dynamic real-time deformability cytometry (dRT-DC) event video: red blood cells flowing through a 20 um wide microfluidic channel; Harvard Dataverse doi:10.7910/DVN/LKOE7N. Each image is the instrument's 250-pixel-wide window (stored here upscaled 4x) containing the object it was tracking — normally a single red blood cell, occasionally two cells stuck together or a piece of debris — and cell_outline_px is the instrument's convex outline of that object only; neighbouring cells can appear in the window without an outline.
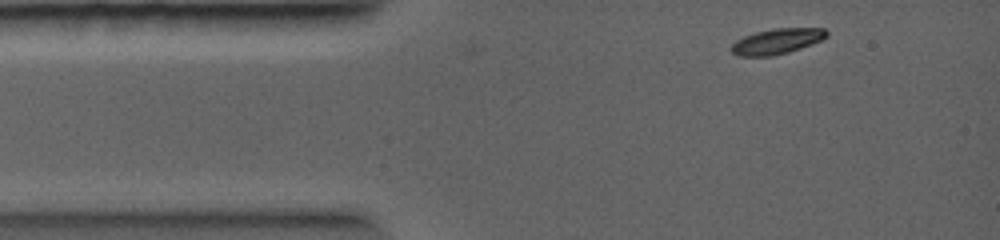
{"species": "common noctule bat (a hibernating species)", "species_latin": "Nyctalus noctula", "temperature_condition": "warm", "stored_images_in_passage": 9, "camera_frame_rate_fps": 5000, "um_per_image_px": 0.085, "animal": {"sex": "female", "body_mass_g": 19.0, "forearm_length_mm": 56.7}, "frame": {"image": 1, "passage_image": 1, "time_ms": 0.0, "image_size_px": [1000, 240], "cell_outline_px": [[828, 36], [812, 44], [788, 52], [772, 56], [736, 56], [732, 52], [732, 44], [736, 40], [744, 36], [756, 32], [772, 28], [824, 28], [828, 32]], "centroid_in_image_um": [66.03, 3.51], "position_along_channel_um": 19.0, "area_um2": 14.1}}
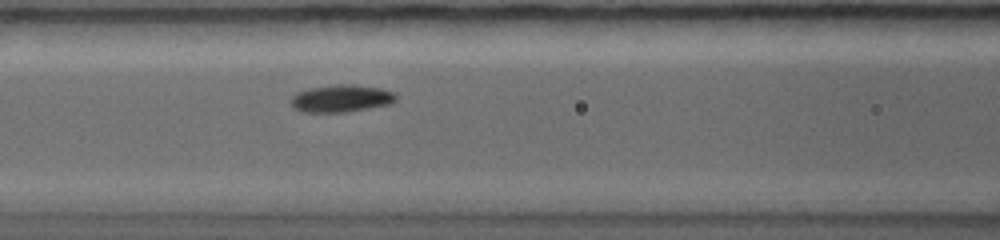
{"frame": {"image": 2, "passage_image": 6, "time_ms": 3.2, "image_size_px": [1000, 240], "cell_outline_px": [[396, 100], [388, 104], [348, 112], [300, 112], [292, 108], [292, 96], [296, 92], [312, 88], [340, 84], [352, 84], [380, 88], [392, 92], [396, 96]], "centroid_in_image_um": [28.97, 8.38], "position_along_channel_um": 137.6, "area_um2": 16.59}}
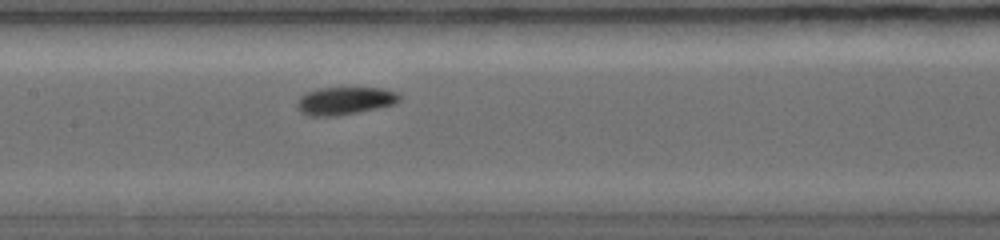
{"frame": {"image": 3, "passage_image": 8, "time_ms": 4.0, "image_size_px": [1000, 240], "cell_outline_px": [[400, 100], [392, 104], [380, 108], [336, 116], [304, 116], [296, 108], [296, 104], [300, 96], [308, 92], [320, 88], [380, 88], [396, 92], [400, 96]], "centroid_in_image_um": [29.26, 8.58], "position_along_channel_um": 178.1, "area_um2": 16.59}}